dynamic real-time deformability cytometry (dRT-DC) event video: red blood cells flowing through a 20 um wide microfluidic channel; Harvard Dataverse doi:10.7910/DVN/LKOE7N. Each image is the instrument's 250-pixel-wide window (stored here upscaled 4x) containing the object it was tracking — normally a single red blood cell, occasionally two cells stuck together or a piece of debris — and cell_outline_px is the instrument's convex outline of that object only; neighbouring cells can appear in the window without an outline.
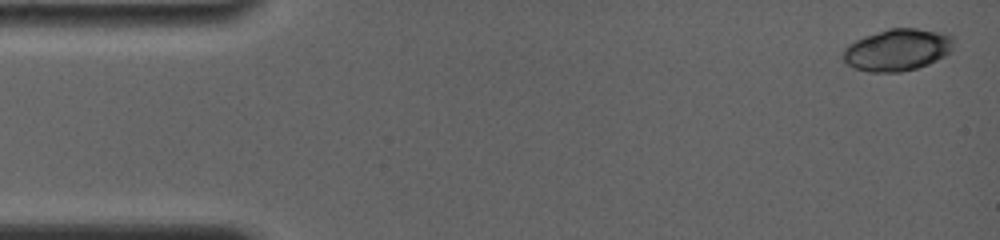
{"species": "common noctule bat (a hibernating species)", "species_latin": "Nyctalus noctula", "temperature_condition": "room temperature", "stored_images_in_passage": 5, "camera_frame_rate_fps": 4000, "um_per_image_px": 0.085, "animal": {"sex": "female", "body_mass_g": 19.0, "forearm_length_mm": 56.7}, "frame": {"image": 1, "passage_image": 1, "time_ms": 0.0, "image_size_px": [1000, 240], "cell_outline_px": [[952, 48], [944, 56], [928, 64], [916, 68], [900, 72], [868, 72], [852, 68], [844, 60], [840, 52], [848, 44], [864, 36], [888, 28], [916, 28], [944, 32], [952, 36]], "centroid_in_image_um": [76.23, 4.23], "position_along_channel_um": 8.8, "area_um2": 27.17}}
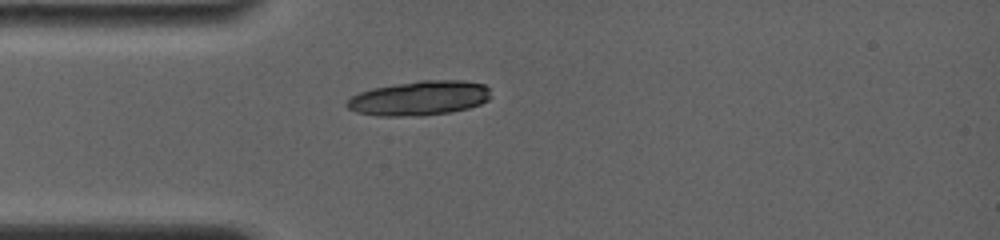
{"frame": {"image": 2, "passage_image": 5, "time_ms": 4.0, "image_size_px": [1000, 240], "cell_outline_px": [[492, 96], [488, 100], [480, 104], [468, 108], [452, 112], [424, 116], [376, 116], [356, 112], [348, 108], [344, 104], [352, 96], [360, 92], [372, 88], [420, 80], [464, 80], [484, 84], [488, 88]], "centroid_in_image_um": [35.66, 8.35], "position_along_channel_um": 49.3, "area_um2": 29.25}}